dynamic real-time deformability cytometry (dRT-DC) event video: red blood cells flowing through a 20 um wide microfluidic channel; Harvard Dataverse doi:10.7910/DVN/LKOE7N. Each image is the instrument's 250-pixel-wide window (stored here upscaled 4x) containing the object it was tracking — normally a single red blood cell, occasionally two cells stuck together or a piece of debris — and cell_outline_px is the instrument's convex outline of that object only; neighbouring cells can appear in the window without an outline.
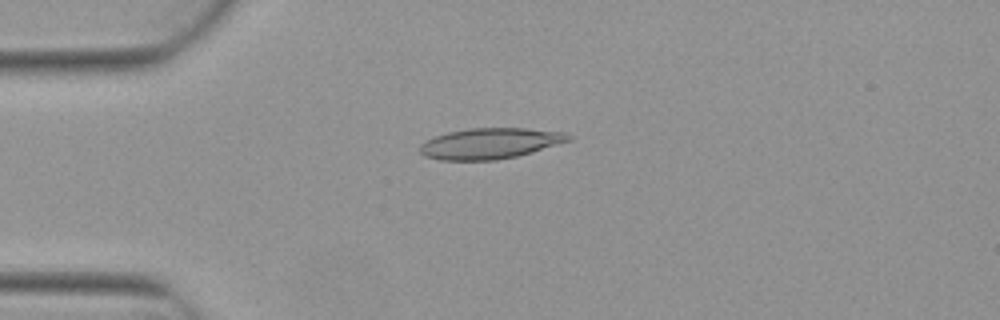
{"species": "Egyptian fruit bat (a non-hibernating species)", "species_latin": "Rousettus aegyptiacus", "temperature_condition": "warm", "stored_images_in_passage": 5, "camera_frame_rate_fps": 3000, "um_per_image_px": 0.085, "animal": {"sex": "female"}, "frame": {"image": 1, "passage_image": 3, "time_ms": 0.667, "image_size_px": [1000, 320], "cell_outline_px": [[572, 140], [532, 152], [516, 156], [496, 160], [440, 160], [424, 156], [420, 152], [420, 144], [436, 136], [448, 132], [468, 128], [524, 128], [564, 132], [572, 136]], "centroid_in_image_um": [41.67, 12.19], "position_along_channel_um": 43.3, "area_um2": 26.59}}
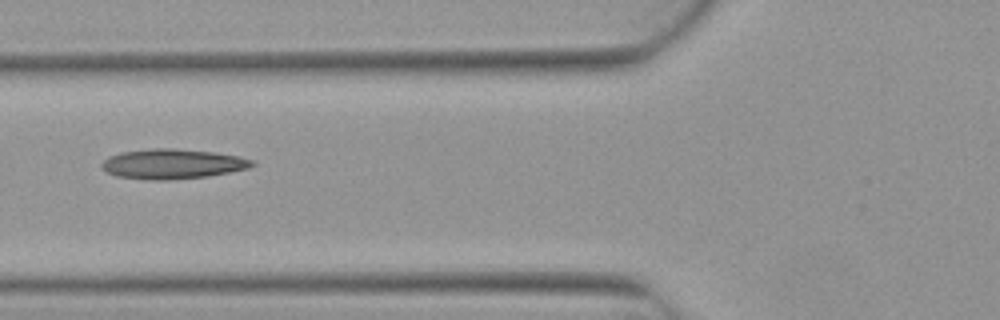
{"frame": {"image": 2, "passage_image": 5, "time_ms": 1.333, "image_size_px": [1000, 320], "cell_outline_px": [[256, 164], [248, 168], [208, 176], [172, 180], [152, 180], [116, 176], [100, 168], [100, 164], [108, 156], [120, 152], [152, 148], [176, 148], [212, 152], [240, 156], [256, 160]], "centroid_in_image_um": [14.66, 13.93], "position_along_channel_um": 111.1, "area_um2": 26.41}}